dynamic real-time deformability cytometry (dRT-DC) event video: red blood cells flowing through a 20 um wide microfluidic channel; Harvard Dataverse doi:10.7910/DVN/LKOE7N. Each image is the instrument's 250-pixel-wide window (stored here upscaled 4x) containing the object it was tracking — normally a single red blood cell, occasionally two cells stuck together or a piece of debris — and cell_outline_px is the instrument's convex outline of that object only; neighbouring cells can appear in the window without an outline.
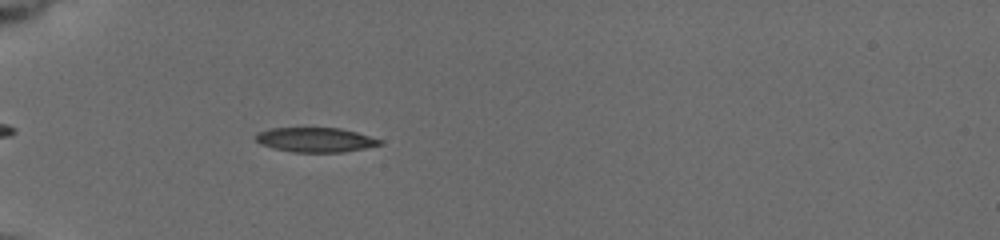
{"species": "common noctule bat (a hibernating species)", "species_latin": "Nyctalus noctula", "temperature_condition": "cold", "stored_images_in_passage": 45, "camera_frame_rate_fps": 3000, "um_per_image_px": 0.085, "animal": {"sex": "female", "body_mass_g": 19.5, "forearm_length_mm": 54.1}, "frame": {"image": 1, "passage_image": 8, "time_ms": 2.333, "image_size_px": [1000, 240], "cell_outline_px": [[384, 144], [344, 152], [292, 152], [272, 148], [260, 144], [256, 140], [256, 136], [260, 132], [272, 128], [340, 128], [356, 132], [384, 140]], "centroid_in_image_um": [26.86, 11.89], "position_along_channel_um": 58.1, "area_um2": 17.74}}
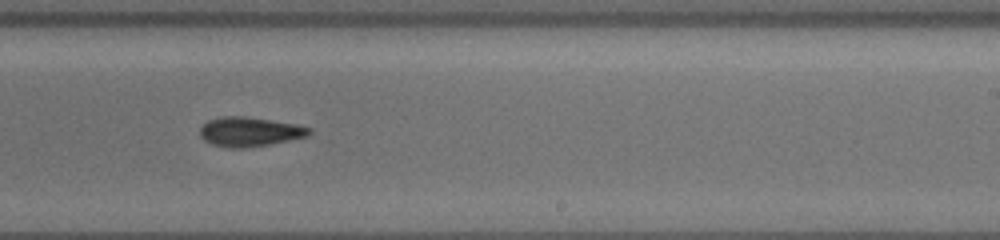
{"frame": {"image": 2, "passage_image": 26, "time_ms": 8.333, "image_size_px": [1000, 240], "cell_outline_px": [[312, 132], [308, 136], [272, 144], [244, 148], [228, 148], [212, 144], [204, 140], [200, 136], [200, 128], [208, 120], [224, 116], [244, 116], [296, 124], [312, 128]], "centroid_in_image_um": [21.23, 11.2], "position_along_channel_um": 267.8, "area_um2": 18.79}}
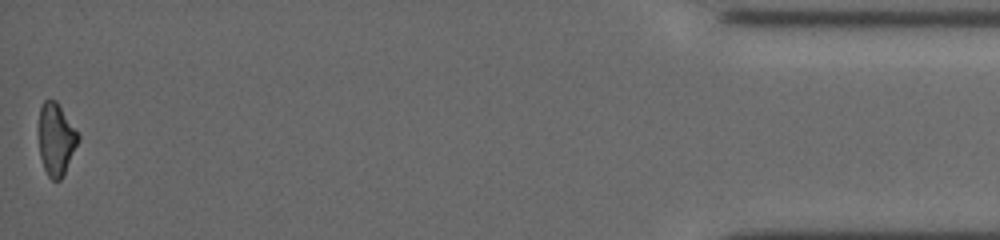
{"frame": {"image": 3, "passage_image": 45, "time_ms": 14.667, "image_size_px": [1000, 240], "cell_outline_px": [[80, 140], [60, 180], [52, 180], [48, 176], [44, 168], [40, 156], [40, 108], [44, 100], [56, 100], [80, 136]], "centroid_in_image_um": [4.78, 11.84], "position_along_channel_um": 430.4, "area_um2": 16.18}, "authors_computed_cell_mechanics": {"area_um2": 18.207, "velocity_mm_per_s": 3.7702, "shape_relaxation_time_tau1_ms": 4.061, "shape_relaxation_time_tau2_ms": null, "deformation_change_tau1": 0.1396, "deformation_change_tau2": null}}